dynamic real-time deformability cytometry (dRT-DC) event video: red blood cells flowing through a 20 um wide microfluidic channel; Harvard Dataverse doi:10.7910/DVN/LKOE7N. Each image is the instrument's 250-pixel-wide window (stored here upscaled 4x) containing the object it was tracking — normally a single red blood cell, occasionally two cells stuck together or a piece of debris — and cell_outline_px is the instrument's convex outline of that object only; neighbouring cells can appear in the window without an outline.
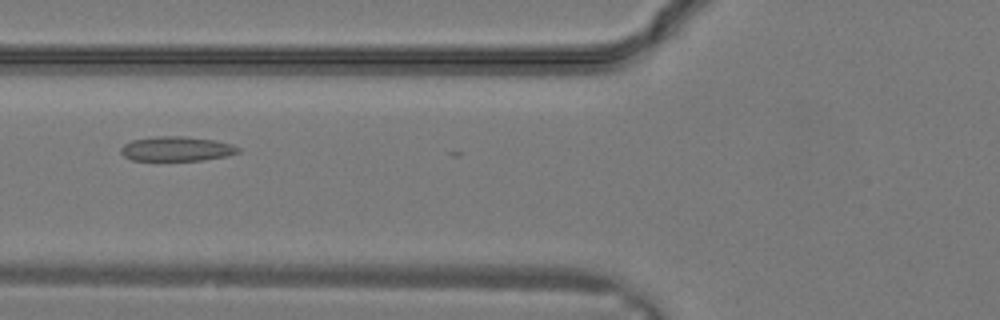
{"species": "common noctule bat (a hibernating species)", "species_latin": "Nyctalus noctula", "temperature_condition": "warm", "stored_images_in_passage": 21, "camera_frame_rate_fps": 3000, "um_per_image_px": 0.085, "animal": {"sex": "male", "body_mass_g": 19.2, "forearm_length_mm": 51.8}, "frame": {"image": 1, "passage_image": 13, "time_ms": 4.0, "image_size_px": [1000, 320], "cell_outline_px": [[240, 152], [228, 156], [200, 160], [132, 160], [124, 156], [120, 152], [120, 148], [124, 144], [132, 140], [156, 136], [184, 136], [216, 140], [232, 144], [240, 148]], "centroid_in_image_um": [15.03, 12.64], "position_along_channel_um": 110.8, "area_um2": 16.88}}
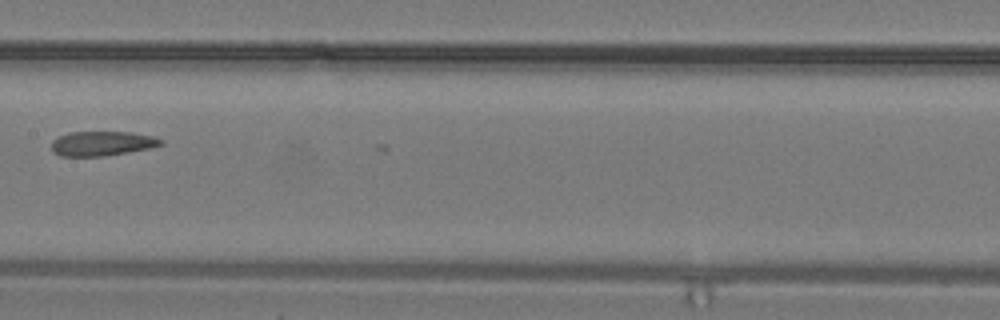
{"frame": {"image": 2, "passage_image": 17, "time_ms": 5.333, "image_size_px": [1000, 320], "cell_outline_px": [[164, 144], [148, 148], [104, 156], [60, 156], [52, 152], [52, 140], [60, 136], [72, 132], [132, 132], [152, 136], [164, 140]], "centroid_in_image_um": [8.67, 12.19], "position_along_channel_um": 198.7, "area_um2": 15.55}}
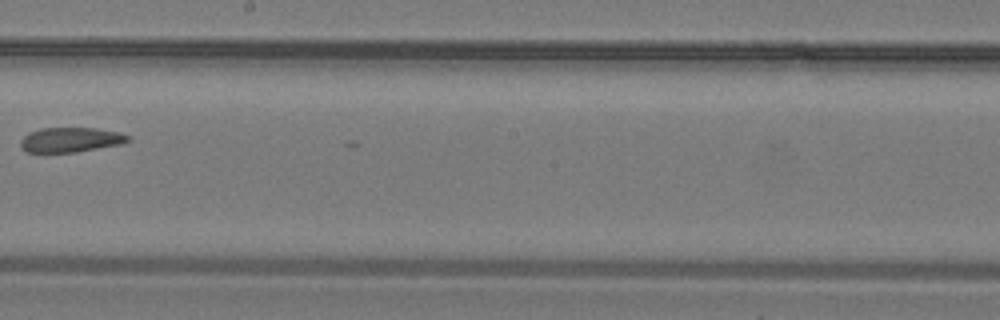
{"frame": {"image": 3, "passage_image": 19, "time_ms": 6.0, "image_size_px": [1000, 320], "cell_outline_px": [[132, 140], [120, 144], [76, 152], [28, 152], [20, 144], [20, 140], [28, 132], [40, 128], [96, 128], [120, 132], [128, 136]], "centroid_in_image_um": [6.01, 11.87], "position_along_channel_um": 242.2, "area_um2": 15.43}}